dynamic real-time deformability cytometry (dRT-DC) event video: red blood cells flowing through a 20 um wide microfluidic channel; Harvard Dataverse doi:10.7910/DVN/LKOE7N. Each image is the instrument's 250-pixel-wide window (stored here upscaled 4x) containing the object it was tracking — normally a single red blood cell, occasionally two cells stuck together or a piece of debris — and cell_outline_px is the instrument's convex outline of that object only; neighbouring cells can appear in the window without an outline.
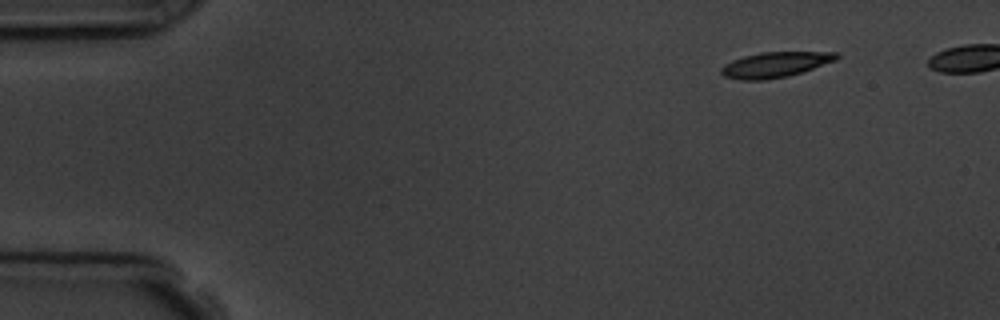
{"species": "common noctule bat (a hibernating species)", "species_latin": "Nyctalus noctula", "temperature_condition": "room temperature", "stored_images_in_passage": 4, "camera_frame_rate_fps": 3000, "um_per_image_px": 0.085, "animal": {"sex": "male", "body_mass_g": 19.5, "forearm_length_mm": 54.6}, "frame": {"image": 1, "passage_image": 1, "time_ms": 0.0, "image_size_px": [1000, 320], "cell_outline_px": [[840, 56], [836, 60], [804, 72], [788, 76], [764, 80], [740, 80], [724, 76], [720, 72], [720, 68], [724, 64], [732, 60], [744, 56], [760, 52], [840, 52]], "centroid_in_image_um": [65.9, 5.49], "position_along_channel_um": 19.1, "area_um2": 17.22}}